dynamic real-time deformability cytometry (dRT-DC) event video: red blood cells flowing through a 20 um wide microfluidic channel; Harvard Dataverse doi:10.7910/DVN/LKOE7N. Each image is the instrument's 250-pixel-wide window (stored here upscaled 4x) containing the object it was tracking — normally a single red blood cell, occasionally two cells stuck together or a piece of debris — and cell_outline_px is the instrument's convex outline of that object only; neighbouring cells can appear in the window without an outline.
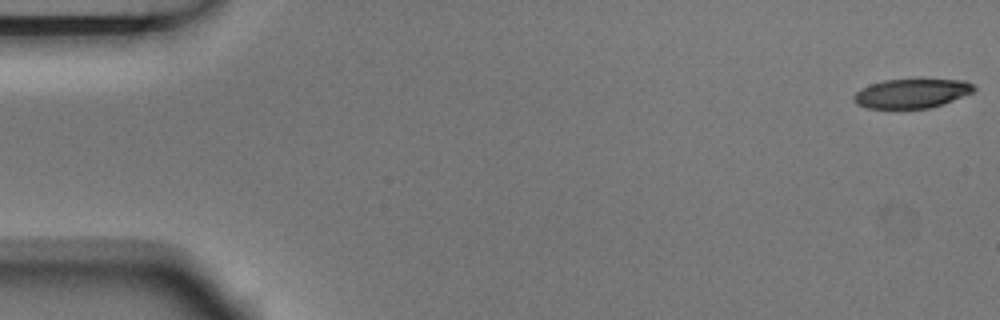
{"species": "Egyptian fruit bat (a non-hibernating species)", "species_latin": "Rousettus aegyptiacus", "temperature_condition": "room temperature", "stored_images_in_passage": 4, "camera_frame_rate_fps": 3000, "um_per_image_px": 0.085, "animal": {"sex": "male"}, "frame": {"image": 1, "passage_image": 1, "time_ms": 0.0, "image_size_px": [1000, 320], "cell_outline_px": [[976, 88], [972, 92], [944, 104], [928, 108], [868, 108], [856, 104], [852, 100], [852, 96], [860, 88], [884, 80], [964, 80], [972, 84]], "centroid_in_image_um": [77.45, 7.95], "position_along_channel_um": 7.5, "area_um2": 20.29}}